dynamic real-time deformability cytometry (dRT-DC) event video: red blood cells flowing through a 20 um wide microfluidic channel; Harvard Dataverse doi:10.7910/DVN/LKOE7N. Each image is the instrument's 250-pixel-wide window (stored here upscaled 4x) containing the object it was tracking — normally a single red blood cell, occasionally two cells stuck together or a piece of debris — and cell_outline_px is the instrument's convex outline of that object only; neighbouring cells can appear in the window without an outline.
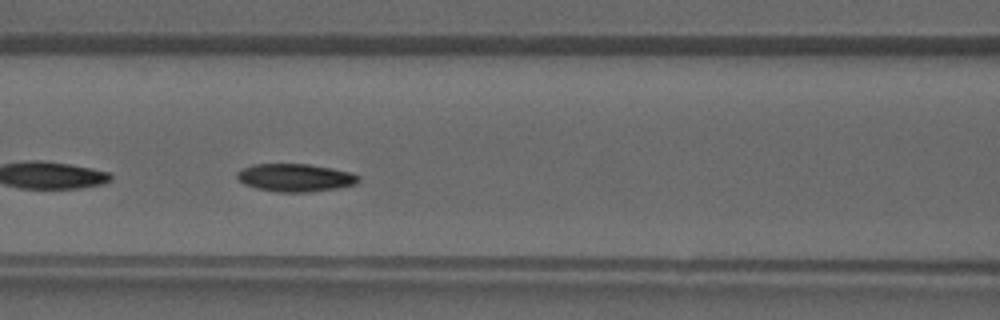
{"species": "common noctule bat (a hibernating species)", "species_latin": "Nyctalus noctula", "temperature_condition": "warm", "stored_images_in_passage": 28, "camera_frame_rate_fps": 3000, "um_per_image_px": 0.085, "animal": {"sex": "male", "forearm_length_mm": 52.5}, "frame": {"image": 1, "passage_image": 13, "time_ms": 4.0, "image_size_px": [1000, 320], "cell_outline_px": [[360, 180], [356, 184], [336, 188], [308, 192], [276, 192], [256, 188], [244, 184], [236, 176], [236, 172], [252, 164], [308, 164], [332, 168], [352, 172], [360, 176]], "centroid_in_image_um": [25.11, 15.1], "position_along_channel_um": 141.5, "area_um2": 19.77}}